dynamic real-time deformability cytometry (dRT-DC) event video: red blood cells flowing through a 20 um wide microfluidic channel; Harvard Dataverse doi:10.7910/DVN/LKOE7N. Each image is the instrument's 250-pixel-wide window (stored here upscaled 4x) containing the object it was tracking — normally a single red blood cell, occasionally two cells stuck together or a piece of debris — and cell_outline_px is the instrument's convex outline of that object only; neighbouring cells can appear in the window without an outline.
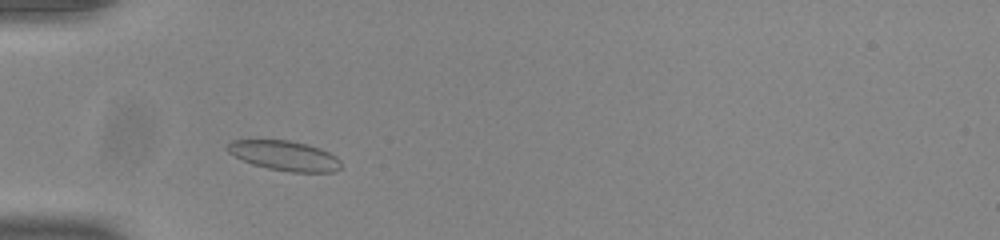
{"species": "common noctule bat (a hibernating species)", "species_latin": "Nyctalus noctula", "temperature_condition": "room temperature", "stored_images_in_passage": 42, "camera_frame_rate_fps": 3000, "um_per_image_px": 0.085, "animal": {"sex": "male", "body_mass_g": 20.0, "forearm_length_mm": 53.3}, "frame": {"image": 1, "passage_image": 6, "time_ms": 1.667, "image_size_px": [1000, 240], "cell_outline_px": [[340, 168], [336, 172], [292, 172], [268, 168], [252, 164], [228, 152], [224, 148], [232, 140], [288, 140], [308, 144], [320, 148], [336, 156], [340, 160]], "centroid_in_image_um": [24.2, 13.23], "position_along_channel_um": 60.8, "area_um2": 19.71}}
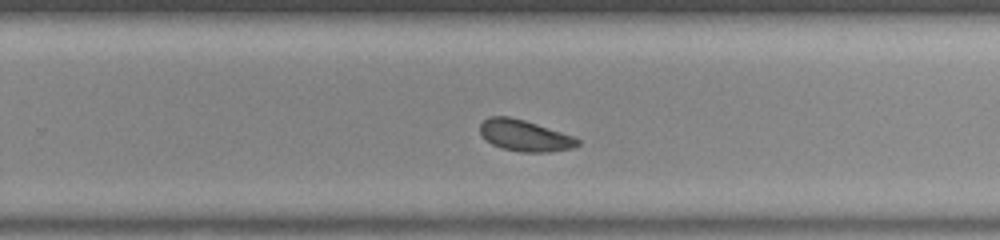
{"frame": {"image": 2, "passage_image": 24, "time_ms": 7.667, "image_size_px": [1000, 240], "cell_outline_px": [[580, 144], [572, 148], [548, 152], [520, 152], [500, 148], [492, 144], [480, 132], [480, 124], [488, 116], [508, 116], [524, 120], [572, 136], [580, 140]], "centroid_in_image_um": [44.58, 11.53], "position_along_channel_um": 285.2, "area_um2": 17.57}}
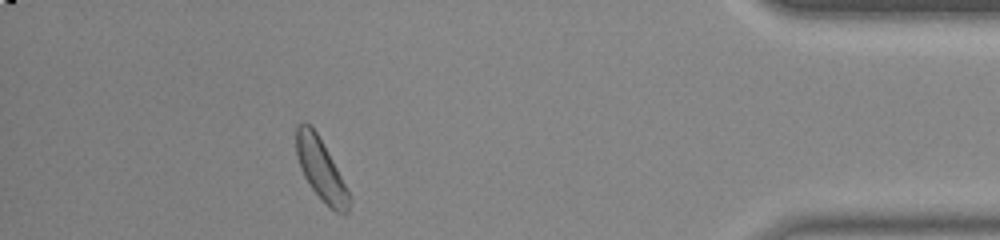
{"frame": {"image": 3, "passage_image": 37, "time_ms": 12.0, "image_size_px": [1000, 240], "cell_outline_px": [[348, 212], [344, 216], [336, 212], [312, 188], [304, 176], [300, 168], [296, 152], [296, 128], [304, 120], [316, 132], [348, 188]], "centroid_in_image_um": [27.26, 14.38], "position_along_channel_um": 407.9, "area_um2": 18.26}, "authors_computed_cell_mechanics": {"area_um2": 18.3804, "velocity_mm_per_s": 3.8486, "shape_relaxation_time_tau1_ms": 2.8625, "shape_relaxation_time_tau2_ms": 7.9481, "deformation_change_tau1": 0.0883, "deformation_change_tau2": 0.091}}